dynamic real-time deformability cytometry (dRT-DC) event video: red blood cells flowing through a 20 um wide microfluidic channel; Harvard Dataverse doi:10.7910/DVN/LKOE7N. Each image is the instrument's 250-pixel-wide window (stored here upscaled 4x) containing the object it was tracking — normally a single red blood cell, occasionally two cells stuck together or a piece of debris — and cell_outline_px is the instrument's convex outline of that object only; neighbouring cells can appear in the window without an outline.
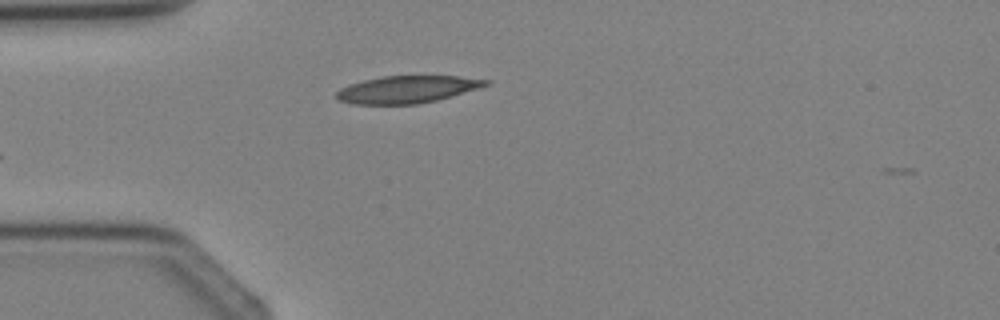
{"species": "Egyptian fruit bat (a non-hibernating species)", "species_latin": "Rousettus aegyptiacus", "temperature_condition": "cold", "stored_images_in_passage": 3, "camera_frame_rate_fps": 3000, "um_per_image_px": 0.085, "animal": {"sex": "female"}, "frame": {"image": 1, "passage_image": 3, "time_ms": 2.333, "image_size_px": [1000, 320], "cell_outline_px": [[492, 84], [436, 100], [416, 104], [352, 104], [340, 100], [336, 96], [336, 92], [340, 88], [348, 84], [364, 80], [384, 76], [460, 76], [492, 80]], "centroid_in_image_um": [34.62, 7.59], "position_along_channel_um": 50.4, "area_um2": 23.64}}